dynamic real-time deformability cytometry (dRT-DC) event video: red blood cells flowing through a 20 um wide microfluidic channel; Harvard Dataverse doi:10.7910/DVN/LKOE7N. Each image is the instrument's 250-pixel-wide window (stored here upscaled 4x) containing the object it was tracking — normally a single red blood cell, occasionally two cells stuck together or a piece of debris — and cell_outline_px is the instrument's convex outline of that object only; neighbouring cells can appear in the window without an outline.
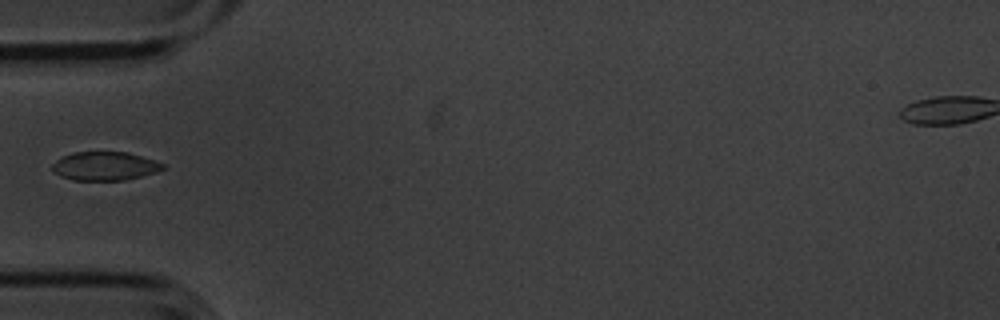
{"species": "common noctule bat (a hibernating species)", "species_latin": "Nyctalus noctula", "temperature_condition": "cold", "stored_images_in_passage": 6, "camera_frame_rate_fps": 3000, "um_per_image_px": 0.085, "animal": {"sex": "male", "body_mass_g": 20.1, "forearm_length_mm": 53.5}, "frame": {"image": 1, "passage_image": 5, "time_ms": 1.333, "image_size_px": [1000, 320], "cell_outline_px": [[164, 168], [156, 172], [124, 180], [72, 180], [60, 176], [52, 172], [52, 164], [60, 156], [76, 152], [128, 152], [164, 164]], "centroid_in_image_um": [8.84, 14.12], "position_along_channel_um": 76.2, "area_um2": 18.38}}
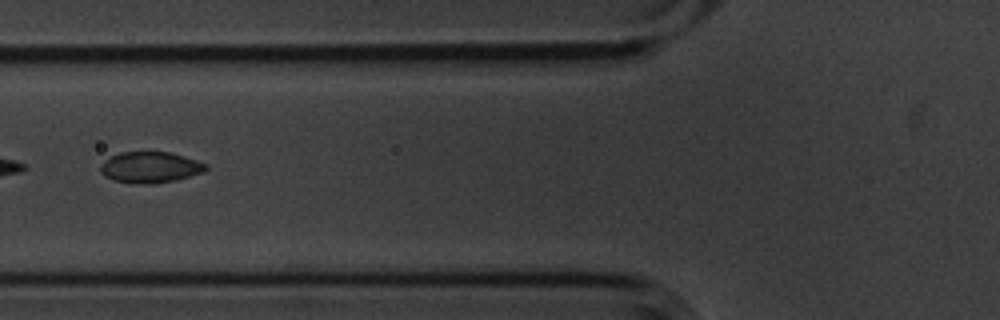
{"frame": {"image": 2, "passage_image": 6, "time_ms": 1.667, "image_size_px": [1000, 320], "cell_outline_px": [[208, 168], [204, 172], [176, 180], [152, 184], [128, 184], [104, 176], [100, 172], [100, 164], [104, 160], [120, 152], [168, 152], [184, 156], [208, 164]], "centroid_in_image_um": [12.76, 14.23], "position_along_channel_um": 113.0, "area_um2": 19.25}}